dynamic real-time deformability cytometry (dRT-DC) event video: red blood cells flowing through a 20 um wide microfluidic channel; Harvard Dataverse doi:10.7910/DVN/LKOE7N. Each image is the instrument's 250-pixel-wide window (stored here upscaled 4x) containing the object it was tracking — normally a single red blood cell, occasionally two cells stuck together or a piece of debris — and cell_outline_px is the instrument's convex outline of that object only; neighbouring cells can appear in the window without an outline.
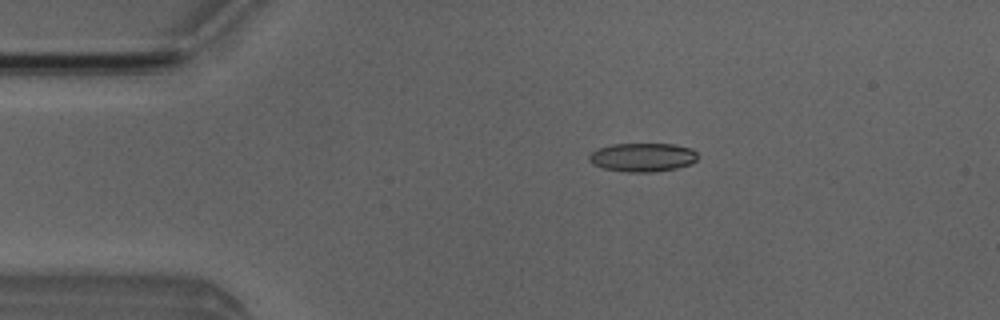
{"species": "Egyptian fruit bat (a non-hibernating species)", "species_latin": "Rousettus aegyptiacus", "temperature_condition": "room temperature", "stored_images_in_passage": 5, "camera_frame_rate_fps": 3000, "um_per_image_px": 0.085, "animal": {"sex": "male"}, "frame": {"image": 1, "passage_image": 3, "time_ms": 2.0, "image_size_px": [1000, 320], "cell_outline_px": [[700, 156], [692, 164], [676, 168], [652, 172], [628, 172], [604, 168], [592, 164], [588, 160], [588, 156], [592, 152], [600, 148], [612, 144], [676, 144], [692, 148]], "centroid_in_image_um": [54.66, 13.36], "position_along_channel_um": 30.3, "area_um2": 18.26}}
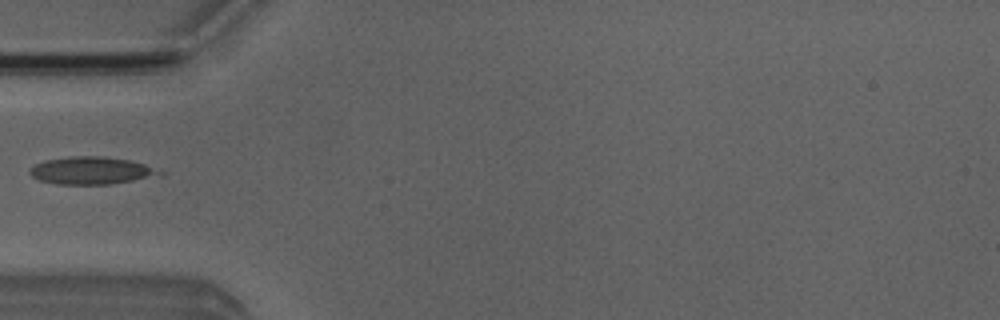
{"frame": {"image": 2, "passage_image": 5, "time_ms": 4.333, "image_size_px": [1000, 320], "cell_outline_px": [[168, 172], [160, 176], [108, 184], [56, 184], [40, 180], [32, 176], [28, 172], [36, 164], [44, 160], [68, 156], [100, 156], [128, 160], [144, 164]], "centroid_in_image_um": [7.81, 14.49], "position_along_channel_um": 77.2, "area_um2": 20.81}}